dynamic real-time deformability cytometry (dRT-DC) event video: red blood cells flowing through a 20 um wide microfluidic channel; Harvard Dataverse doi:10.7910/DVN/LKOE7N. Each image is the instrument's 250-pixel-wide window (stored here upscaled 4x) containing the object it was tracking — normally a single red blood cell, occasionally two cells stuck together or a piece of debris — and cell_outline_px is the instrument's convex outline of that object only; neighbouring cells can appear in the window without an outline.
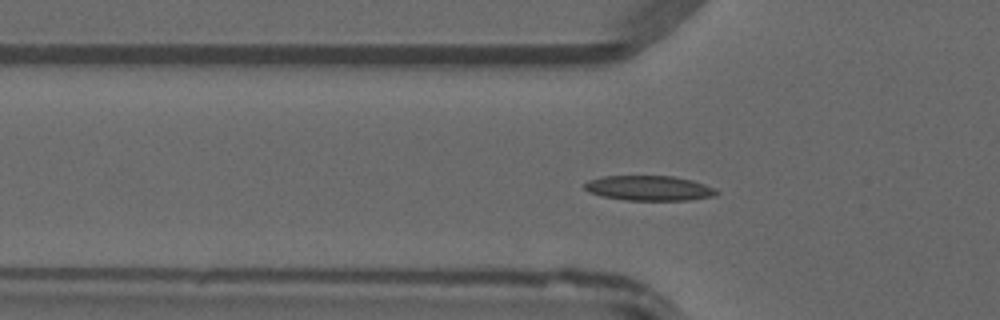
{"species": "common noctule bat (a hibernating species)", "species_latin": "Nyctalus noctula", "temperature_condition": "warm", "stored_images_in_passage": 48, "camera_frame_rate_fps": 3000, "um_per_image_px": 0.085, "animal": {"sex": "male", "forearm_length_mm": 52.5}, "frame": {"image": 1, "passage_image": 15, "time_ms": 4.667, "image_size_px": [1000, 320], "cell_outline_px": [[720, 192], [716, 196], [688, 200], [624, 200], [604, 196], [588, 192], [584, 188], [584, 184], [588, 180], [604, 176], [672, 176], [692, 180], [716, 188]], "centroid_in_image_um": [55.2, 15.99], "position_along_channel_um": 70.6, "area_um2": 19.25}}
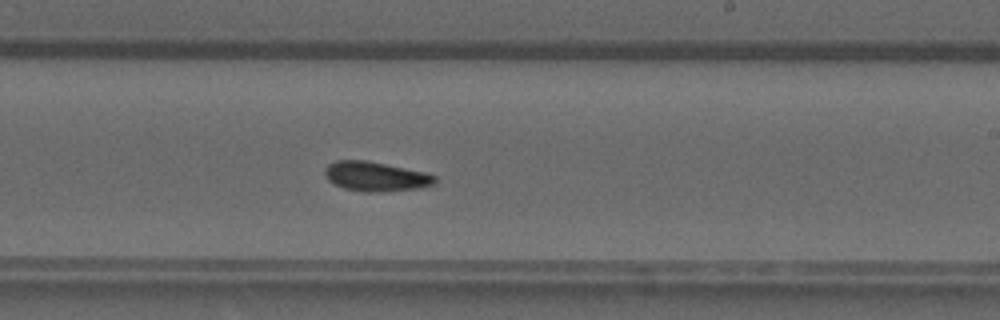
{"frame": {"image": 2, "passage_image": 28, "time_ms": 9.0, "image_size_px": [1000, 320], "cell_outline_px": [[436, 184], [420, 188], [380, 192], [364, 192], [344, 188], [328, 180], [324, 172], [324, 168], [328, 164], [336, 160], [364, 160], [428, 172], [436, 176]], "centroid_in_image_um": [31.97, 15.0], "position_along_channel_um": 257.0, "area_um2": 19.07}}
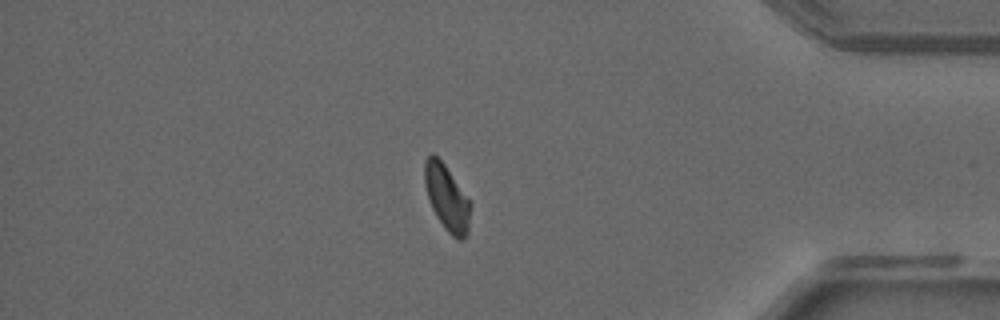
{"frame": {"image": 3, "passage_image": 40, "time_ms": 13.0, "image_size_px": [1000, 320], "cell_outline_px": [[472, 204], [468, 232], [460, 240], [456, 240], [444, 228], [436, 216], [432, 208], [424, 184], [424, 160], [432, 152], [444, 164]], "centroid_in_image_um": [37.98, 16.82], "position_along_channel_um": 397.2, "area_um2": 17.51}}